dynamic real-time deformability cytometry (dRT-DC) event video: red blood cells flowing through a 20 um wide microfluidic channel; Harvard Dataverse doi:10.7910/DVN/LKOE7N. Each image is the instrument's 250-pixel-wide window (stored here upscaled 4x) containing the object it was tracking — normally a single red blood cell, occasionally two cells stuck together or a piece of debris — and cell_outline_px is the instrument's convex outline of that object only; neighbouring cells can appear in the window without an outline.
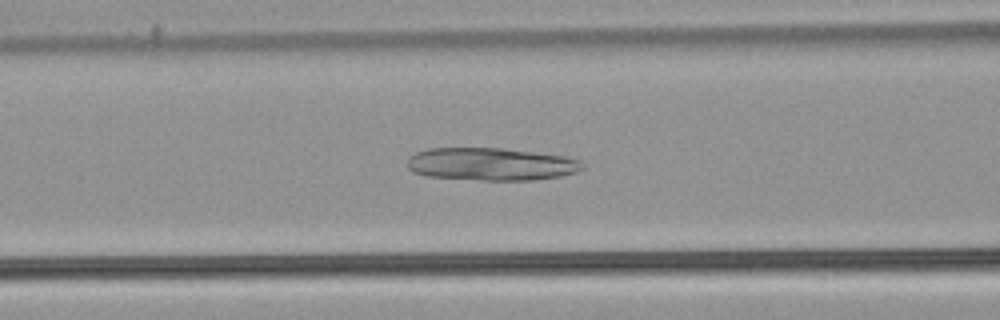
{"species": "common noctule bat (a hibernating species)", "species_latin": "Nyctalus noctula", "temperature_condition": "warm", "stored_images_in_passage": 44, "camera_frame_rate_fps": 3000, "um_per_image_px": 0.085, "animal": {"sex": "male", "body_mass_g": 21.5, "forearm_length_mm": 52.0}, "frame": {"image": 1, "passage_image": 12, "time_ms": 3.667, "image_size_px": [1000, 320], "cell_outline_px": [[584, 168], [576, 172], [560, 176], [532, 180], [480, 180], [424, 176], [412, 172], [408, 168], [408, 156], [416, 152], [428, 148], [500, 148], [564, 156], [580, 160], [584, 164]], "centroid_in_image_um": [41.7, 13.95], "position_along_channel_um": 124.9, "area_um2": 33.47}}
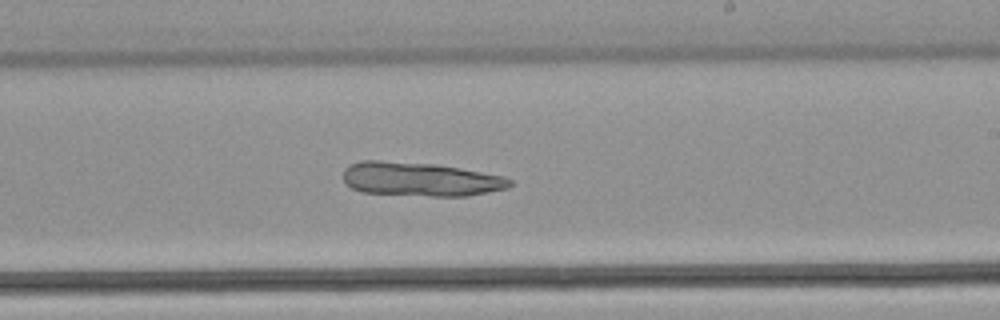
{"frame": {"image": 2, "passage_image": 22, "time_ms": 7.0, "image_size_px": [1000, 320], "cell_outline_px": [[512, 184], [508, 188], [468, 196], [432, 196], [360, 192], [352, 188], [344, 180], [344, 168], [348, 164], [360, 160], [380, 160], [436, 164], [460, 168], [504, 176], [512, 180]], "centroid_in_image_um": [35.72, 15.22], "position_along_channel_um": 253.3, "area_um2": 33.12}}
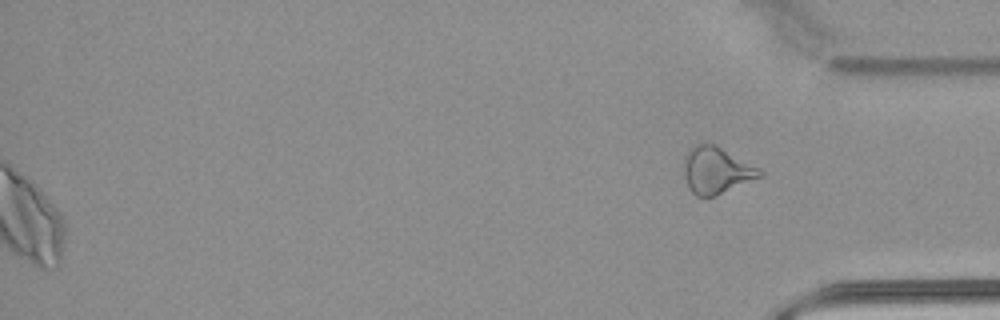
{"frame": {"image": 3, "passage_image": 44, "time_ms": 14.333, "image_size_px": [1000, 320], "cell_outline_px": [[764, 176], [716, 196], [696, 196], [692, 192], [684, 176], [684, 156], [688, 148], [696, 144], [716, 144], [760, 168], [764, 172]], "centroid_in_image_um": [60.92, 14.47], "position_along_channel_um": 374.3, "area_um2": 20.92}}